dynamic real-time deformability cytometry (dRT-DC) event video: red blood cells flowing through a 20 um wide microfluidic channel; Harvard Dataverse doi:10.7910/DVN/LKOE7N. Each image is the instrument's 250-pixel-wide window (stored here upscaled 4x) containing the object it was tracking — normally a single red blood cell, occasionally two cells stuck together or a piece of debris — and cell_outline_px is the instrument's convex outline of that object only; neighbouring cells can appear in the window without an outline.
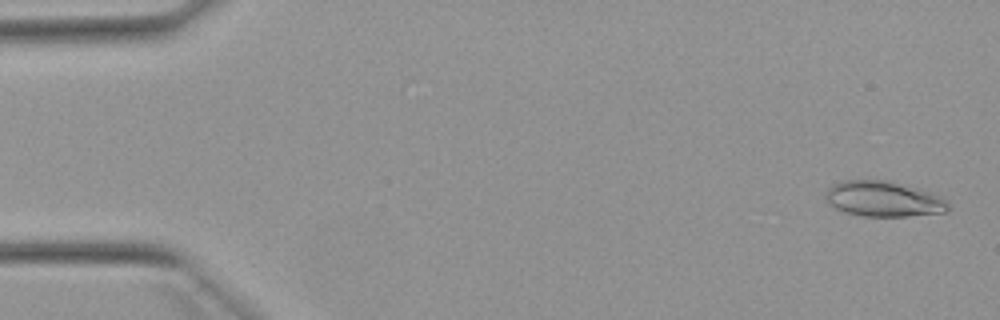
{"species": "Egyptian fruit bat (a non-hibernating species)", "species_latin": "Rousettus aegyptiacus", "temperature_condition": "warm", "stored_images_in_passage": 52, "camera_frame_rate_fps": 3000, "um_per_image_px": 0.085, "animal": {"sex": "female"}, "frame": {"image": 1, "passage_image": 2, "time_ms": 0.333, "image_size_px": [1000, 320], "cell_outline_px": [[948, 212], [908, 216], [860, 216], [844, 212], [828, 204], [824, 196], [824, 192], [832, 184], [840, 180], [892, 180], [932, 192], [940, 196], [948, 204]], "centroid_in_image_um": [75.06, 16.9], "position_along_channel_um": 9.9, "area_um2": 25.78}}
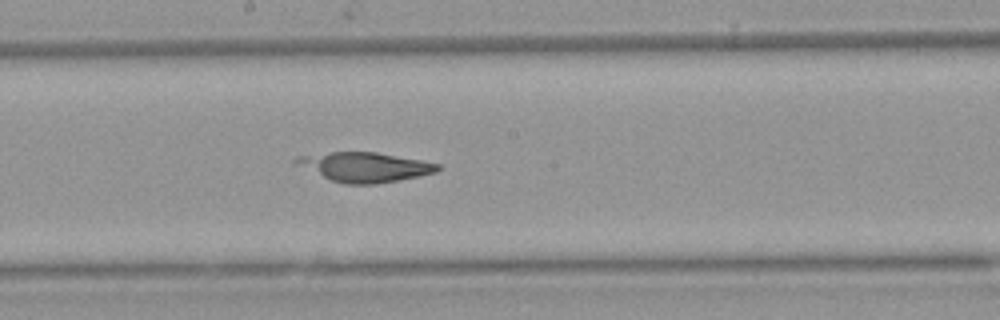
{"frame": {"image": 2, "passage_image": 28, "time_ms": 9.0, "image_size_px": [1000, 320], "cell_outline_px": [[440, 168], [436, 172], [420, 176], [400, 180], [376, 184], [344, 184], [332, 180], [296, 164], [292, 160], [296, 156], [332, 152], [376, 152], [420, 160], [440, 164]], "centroid_in_image_um": [31.02, 14.2], "position_along_channel_um": 217.2, "area_um2": 24.1}}
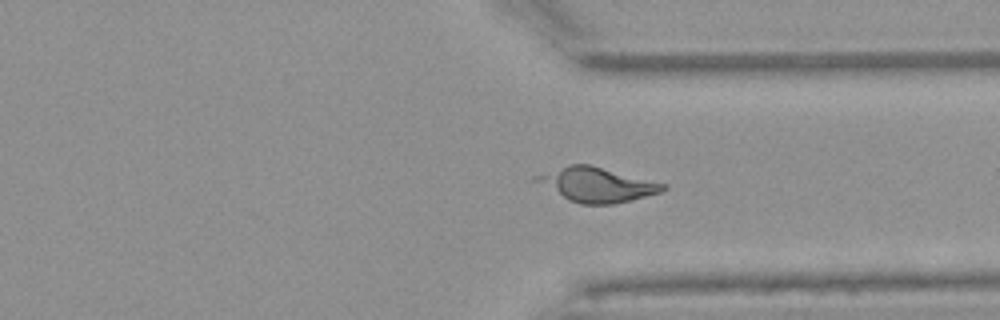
{"frame": {"image": 3, "passage_image": 39, "time_ms": 12.667, "image_size_px": [1000, 320], "cell_outline_px": [[668, 188], [660, 192], [612, 204], [580, 204], [568, 200], [528, 180], [532, 176], [568, 164], [588, 164], [668, 184]], "centroid_in_image_um": [50.62, 15.68], "position_along_channel_um": 360.8, "area_um2": 25.61}}